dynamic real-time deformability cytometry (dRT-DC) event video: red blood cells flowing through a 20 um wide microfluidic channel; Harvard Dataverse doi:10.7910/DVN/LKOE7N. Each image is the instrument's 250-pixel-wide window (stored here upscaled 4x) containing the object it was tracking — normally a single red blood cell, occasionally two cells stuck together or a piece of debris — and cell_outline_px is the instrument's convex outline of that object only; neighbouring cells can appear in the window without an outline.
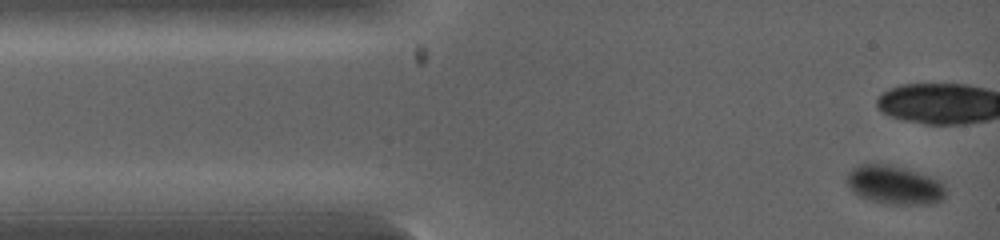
{"species": "common noctule bat (a hibernating species)", "species_latin": "Nyctalus noctula", "temperature_condition": "warm", "stored_images_in_passage": 6, "camera_frame_rate_fps": 5000, "um_per_image_px": 0.085, "animal": {"sex": "female", "body_mass_g": 19.0, "forearm_length_mm": 53.3}, "frame": {"image": 1, "passage_image": 1, "time_ms": 0.0, "image_size_px": [1000, 240], "cell_outline_px": [[944, 200], [936, 204], [888, 204], [856, 196], [848, 184], [848, 172], [852, 168], [860, 164], [888, 164], [904, 168], [940, 180], [944, 184]], "centroid_in_image_um": [76.04, 15.73], "position_along_channel_um": 9.0, "area_um2": 22.25}}